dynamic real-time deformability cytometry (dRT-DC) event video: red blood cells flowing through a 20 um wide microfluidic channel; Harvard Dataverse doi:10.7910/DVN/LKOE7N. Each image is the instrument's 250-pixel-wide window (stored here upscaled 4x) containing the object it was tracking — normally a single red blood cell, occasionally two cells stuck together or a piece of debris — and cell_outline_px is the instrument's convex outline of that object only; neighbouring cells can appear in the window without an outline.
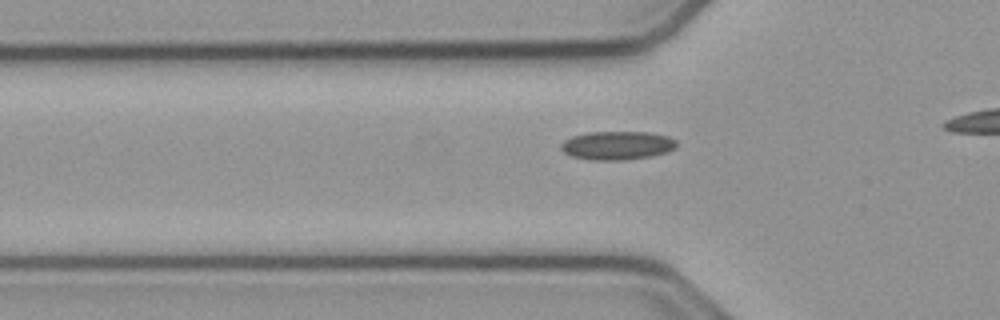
{"species": "common noctule bat (a hibernating species)", "species_latin": "Nyctalus noctula", "temperature_condition": "cold", "stored_images_in_passage": 16, "camera_frame_rate_fps": 3000, "um_per_image_px": 0.085, "animal": {"sex": "male", "body_mass_g": 23.1, "forearm_length_mm": 52.7}, "frame": {"image": 1, "passage_image": 10, "time_ms": 3.0, "image_size_px": [1000, 320], "cell_outline_px": [[676, 148], [668, 152], [648, 156], [624, 160], [592, 160], [572, 156], [564, 152], [560, 148], [560, 144], [564, 140], [572, 136], [588, 132], [652, 132], [668, 136], [676, 140]], "centroid_in_image_um": [52.46, 12.35], "position_along_channel_um": 73.3, "area_um2": 19.31}}
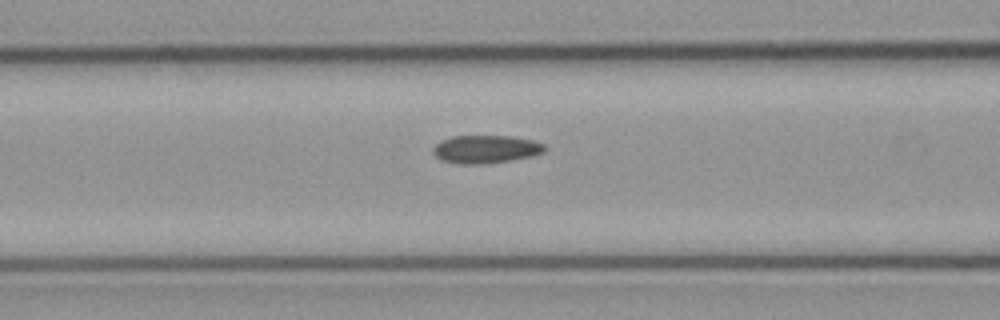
{"frame": {"image": 2, "passage_image": 14, "time_ms": 4.333, "image_size_px": [1000, 320], "cell_outline_px": [[544, 152], [532, 156], [484, 164], [460, 164], [440, 160], [432, 152], [432, 148], [440, 140], [452, 136], [512, 136], [532, 140], [544, 144]], "centroid_in_image_um": [41.24, 12.68], "position_along_channel_um": 125.4, "area_um2": 18.21}}